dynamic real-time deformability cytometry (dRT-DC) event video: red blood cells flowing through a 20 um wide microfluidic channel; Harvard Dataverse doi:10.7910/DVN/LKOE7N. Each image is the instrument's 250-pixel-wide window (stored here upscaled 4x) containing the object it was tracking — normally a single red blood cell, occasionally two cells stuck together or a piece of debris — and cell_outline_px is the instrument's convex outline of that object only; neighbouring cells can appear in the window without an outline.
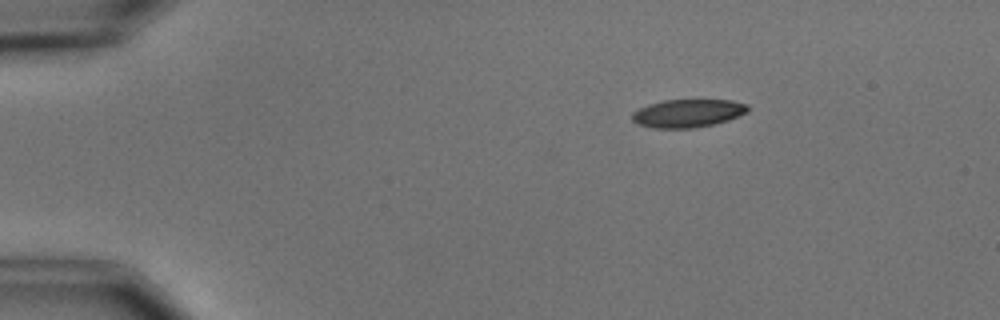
{"species": "common noctule bat (a hibernating species)", "species_latin": "Nyctalus noctula", "temperature_condition": "cold", "stored_images_in_passage": 4, "camera_frame_rate_fps": 3000, "um_per_image_px": 0.085, "animal": {"sex": "male", "body_mass_g": 15.6}, "frame": {"image": 1, "passage_image": 2, "time_ms": 2.0, "image_size_px": [1000, 320], "cell_outline_px": [[748, 112], [728, 120], [712, 124], [692, 128], [652, 128], [640, 124], [632, 120], [632, 112], [648, 104], [664, 100], [732, 100], [748, 104]], "centroid_in_image_um": [58.47, 9.62], "position_along_channel_um": 26.5, "area_um2": 18.84}}